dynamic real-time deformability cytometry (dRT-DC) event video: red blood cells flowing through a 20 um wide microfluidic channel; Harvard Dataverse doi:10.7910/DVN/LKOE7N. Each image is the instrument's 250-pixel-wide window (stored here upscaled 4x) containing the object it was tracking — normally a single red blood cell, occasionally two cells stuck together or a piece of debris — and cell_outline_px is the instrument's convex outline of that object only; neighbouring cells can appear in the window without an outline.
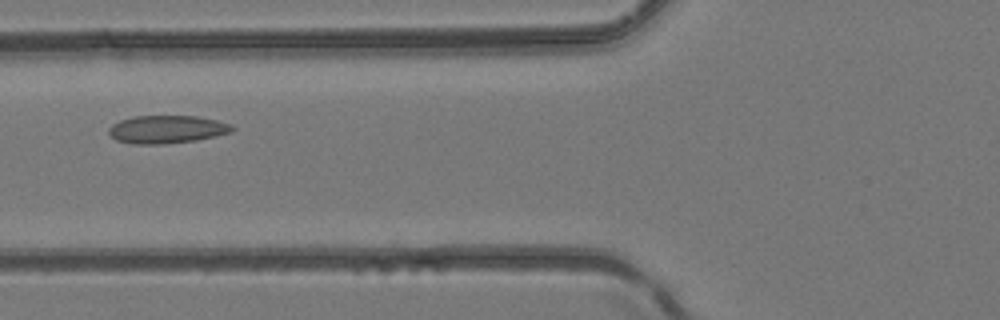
{"species": "common noctule bat (a hibernating species)", "species_latin": "Nyctalus noctula", "temperature_condition": "room temperature", "stored_images_in_passage": 3, "camera_frame_rate_fps": 3000, "um_per_image_px": 0.085, "animal": {"sex": "female", "body_mass_g": 24.6, "forearm_length_mm": 56.2}, "frame": {"image": 1, "passage_image": 3, "time_ms": 0.667, "image_size_px": [1000, 320], "cell_outline_px": [[236, 128], [232, 132], [216, 136], [196, 140], [164, 144], [132, 144], [116, 140], [108, 132], [108, 128], [112, 124], [120, 120], [136, 116], [196, 116], [216, 120], [232, 124]], "centroid_in_image_um": [14.2, 11.0], "position_along_channel_um": 111.6, "area_um2": 20.17}}